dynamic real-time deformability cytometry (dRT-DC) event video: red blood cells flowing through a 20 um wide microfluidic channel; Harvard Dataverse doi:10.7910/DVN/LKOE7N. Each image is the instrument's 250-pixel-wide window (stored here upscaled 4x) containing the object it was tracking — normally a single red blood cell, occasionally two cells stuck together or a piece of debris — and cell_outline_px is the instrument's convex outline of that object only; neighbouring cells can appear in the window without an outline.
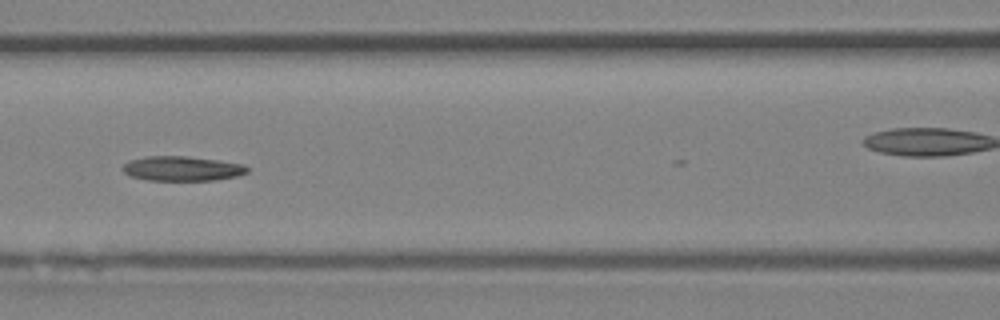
{"species": "Egyptian fruit bat (a non-hibernating species)", "species_latin": "Rousettus aegyptiacus", "temperature_condition": "room temperature", "stored_images_in_passage": 14, "camera_frame_rate_fps": 3000, "um_per_image_px": 0.085, "animal": {"sex": "female"}, "frame": {"image": 1, "passage_image": 8, "time_ms": 2.333, "image_size_px": [1000, 320], "cell_outline_px": [[248, 172], [236, 176], [216, 180], [148, 180], [128, 176], [120, 168], [128, 160], [144, 156], [188, 156], [244, 164], [248, 168]], "centroid_in_image_um": [15.42, 14.32], "position_along_channel_um": 151.2, "area_um2": 18.03}}
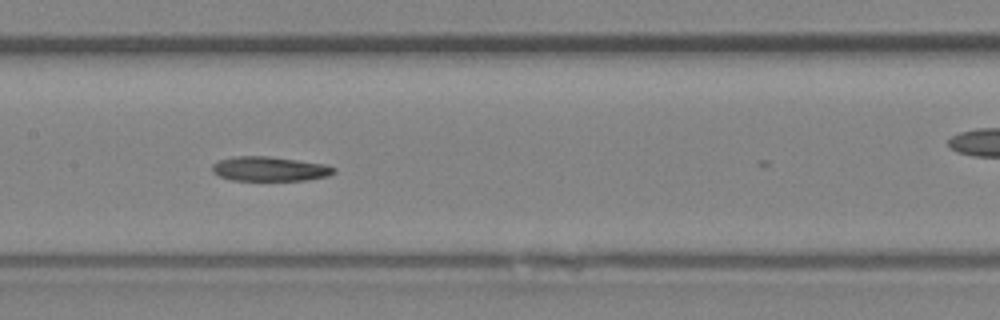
{"frame": {"image": 2, "passage_image": 10, "time_ms": 3.0, "image_size_px": [1000, 320], "cell_outline_px": [[336, 172], [328, 176], [308, 180], [232, 180], [220, 176], [212, 172], [212, 164], [220, 160], [232, 156], [268, 156], [324, 164], [336, 168]], "centroid_in_image_um": [22.92, 14.35], "position_along_channel_um": 184.5, "area_um2": 17.34}}